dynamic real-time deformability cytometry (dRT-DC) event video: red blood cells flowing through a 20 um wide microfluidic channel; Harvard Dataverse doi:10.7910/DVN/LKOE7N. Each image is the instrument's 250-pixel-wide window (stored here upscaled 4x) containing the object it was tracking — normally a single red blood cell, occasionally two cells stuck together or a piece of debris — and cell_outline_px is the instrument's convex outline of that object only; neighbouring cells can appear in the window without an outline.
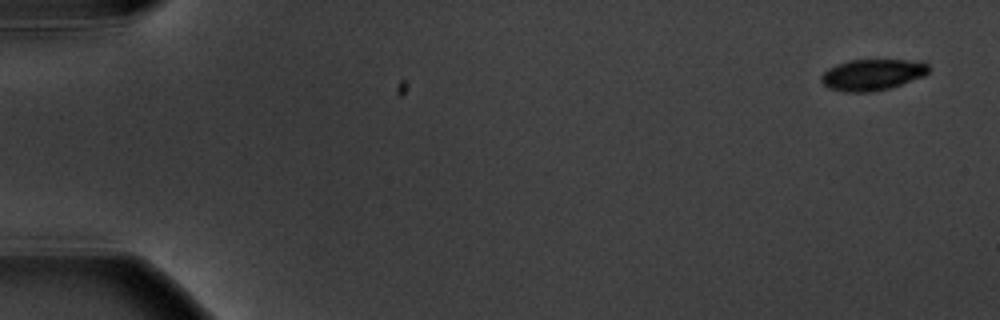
{"species": "common noctule bat (a hibernating species)", "species_latin": "Nyctalus noctula", "temperature_condition": "warm", "stored_images_in_passage": 15, "camera_frame_rate_fps": 3000, "um_per_image_px": 0.085, "animal": {"sex": "male", "body_mass_g": 20.1, "forearm_length_mm": 53.5}, "frame": {"image": 1, "passage_image": 1, "time_ms": 0.0, "image_size_px": [1000, 320], "cell_outline_px": [[932, 68], [924, 76], [888, 88], [872, 92], [844, 92], [828, 88], [820, 80], [820, 76], [828, 68], [836, 64], [848, 60], [924, 60]], "centroid_in_image_um": [74.16, 6.33], "position_along_channel_um": 10.8, "area_um2": 19.77}}
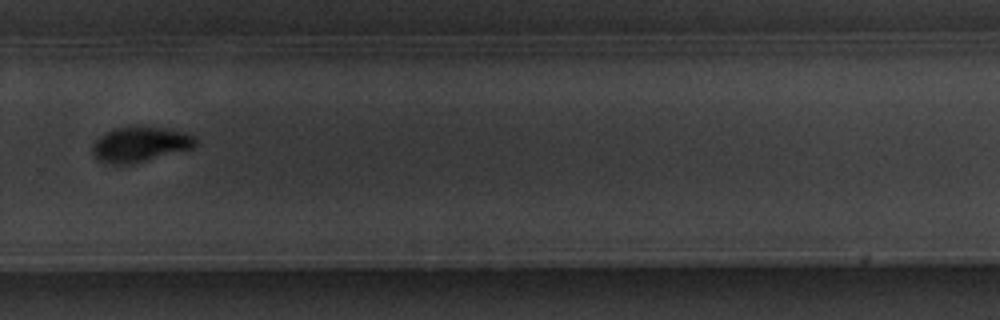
{"frame": {"image": 2, "passage_image": 11, "time_ms": 12.667, "image_size_px": [1000, 320], "cell_outline_px": [[196, 144], [192, 148], [128, 164], [108, 164], [100, 160], [92, 152], [92, 144], [104, 132], [112, 128], [164, 128], [184, 132], [196, 136]], "centroid_in_image_um": [11.88, 12.27], "position_along_channel_um": 317.9, "area_um2": 20.46}}
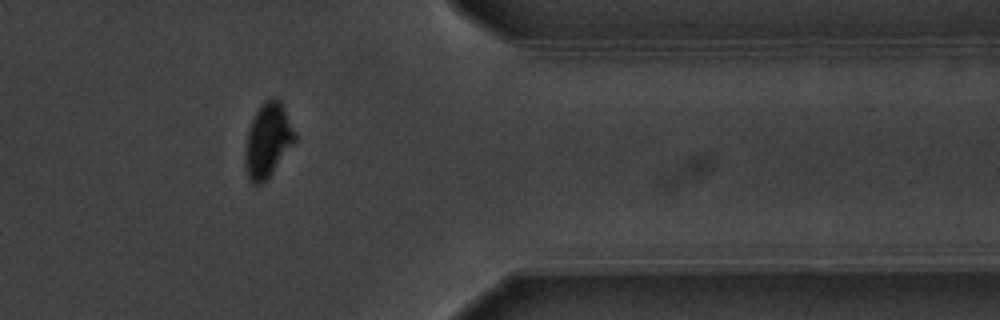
{"frame": {"image": 3, "passage_image": 13, "time_ms": 15.0, "image_size_px": [1000, 320], "cell_outline_px": [[296, 140], [272, 172], [260, 184], [252, 184], [248, 176], [244, 164], [244, 152], [248, 132], [252, 120], [256, 112], [272, 96], [276, 96], [280, 100], [296, 132]], "centroid_in_image_um": [22.76, 11.92], "position_along_channel_um": 388.6, "area_um2": 21.1}, "authors_computed_cell_mechanics": {"area_um2": 21.097, "velocity_mm_per_s": 3.5871, "shape_relaxation_time_tau1_ms": 1.4477, "shape_relaxation_time_tau2_ms": null, "deformation_change_tau1": 0.1001, "deformation_change_tau2": null}}